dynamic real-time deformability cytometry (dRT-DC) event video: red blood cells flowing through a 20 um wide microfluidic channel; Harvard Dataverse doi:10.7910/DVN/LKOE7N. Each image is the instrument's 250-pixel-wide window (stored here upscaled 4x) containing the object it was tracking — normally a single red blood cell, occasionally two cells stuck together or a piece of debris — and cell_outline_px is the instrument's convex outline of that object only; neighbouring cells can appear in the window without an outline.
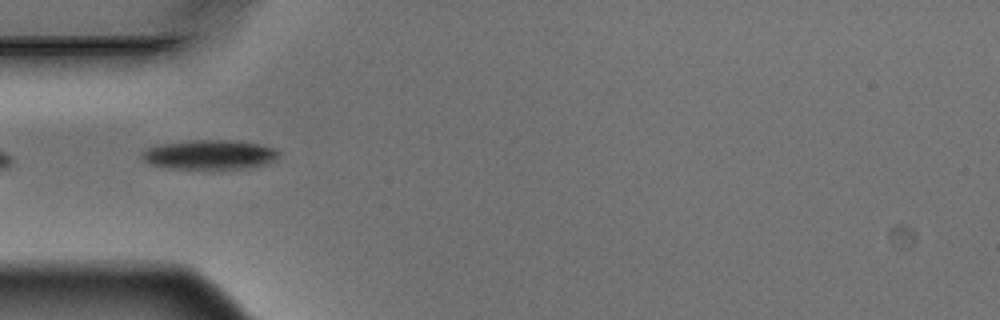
{"species": "Egyptian fruit bat (a non-hibernating species)", "species_latin": "Rousettus aegyptiacus", "temperature_condition": "warm", "stored_images_in_passage": 2, "camera_frame_rate_fps": 3000, "um_per_image_px": 0.085, "animal": {"sex": "male"}, "frame": {"image": 1, "passage_image": 1, "time_ms": 0.0, "image_size_px": [1000, 320], "cell_outline_px": [[280, 156], [276, 160], [264, 164], [248, 168], [168, 168], [152, 164], [144, 160], [140, 156], [148, 148], [160, 144], [188, 140], [228, 140], [260, 144], [276, 148], [280, 152]], "centroid_in_image_um": [17.87, 13.13], "position_along_channel_um": 67.1, "area_um2": 23.35}}
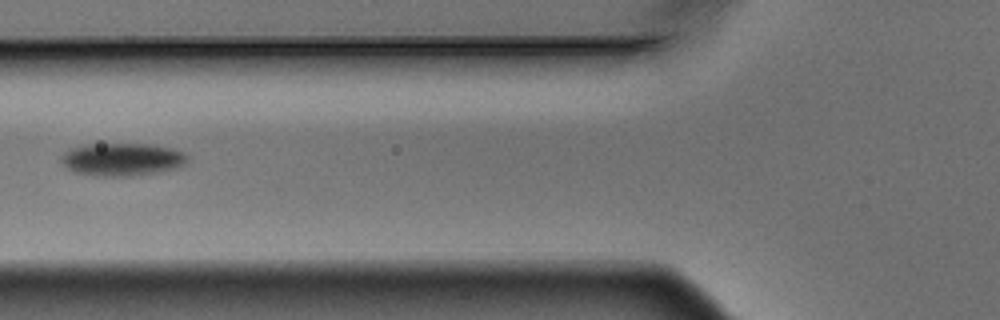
{"frame": {"image": 2, "passage_image": 2, "time_ms": 0.333, "image_size_px": [1000, 320], "cell_outline_px": [[188, 156], [176, 168], [156, 172], [132, 176], [92, 176], [72, 172], [60, 160], [60, 156], [64, 152], [72, 148], [88, 144], [148, 144], [172, 148], [184, 152]], "centroid_in_image_um": [10.31, 13.55], "position_along_channel_um": 115.5, "area_um2": 23.99}}